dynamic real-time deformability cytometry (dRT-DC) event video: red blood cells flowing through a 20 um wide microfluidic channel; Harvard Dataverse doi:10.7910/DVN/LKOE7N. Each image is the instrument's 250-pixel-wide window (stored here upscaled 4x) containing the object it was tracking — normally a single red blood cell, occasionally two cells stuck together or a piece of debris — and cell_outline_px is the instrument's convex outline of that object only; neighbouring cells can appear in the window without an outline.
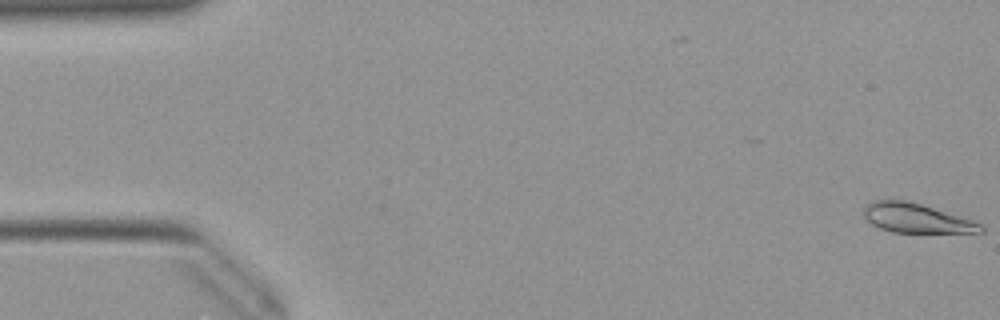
{"species": "Egyptian fruit bat (a non-hibernating species)", "species_latin": "Rousettus aegyptiacus", "temperature_condition": "warm", "stored_images_in_passage": 42, "camera_frame_rate_fps": 3000, "um_per_image_px": 0.085, "animal": {"sex": "female"}, "frame": {"image": 1, "passage_image": 1, "time_ms": 0.0, "image_size_px": [1000, 320], "cell_outline_px": [[984, 232], [892, 232], [880, 228], [872, 224], [864, 216], [864, 204], [872, 200], [908, 200], [972, 220], [984, 224]], "centroid_in_image_um": [77.87, 18.53], "position_along_channel_um": 7.1, "area_um2": 19.88}}
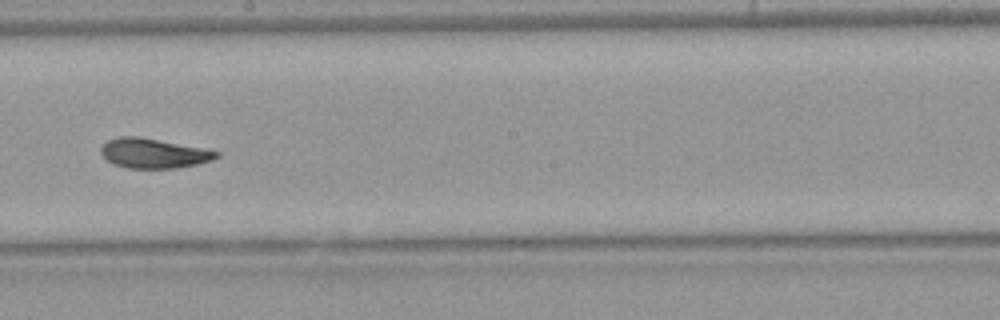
{"frame": {"image": 2, "passage_image": 29, "time_ms": 9.333, "image_size_px": [1000, 320], "cell_outline_px": [[220, 156], [212, 160], [196, 164], [176, 168], [128, 168], [112, 164], [100, 152], [100, 148], [108, 140], [120, 136], [140, 136], [204, 148], [220, 152]], "centroid_in_image_um": [13.06, 13.02], "position_along_channel_um": 235.1, "area_um2": 20.06}}
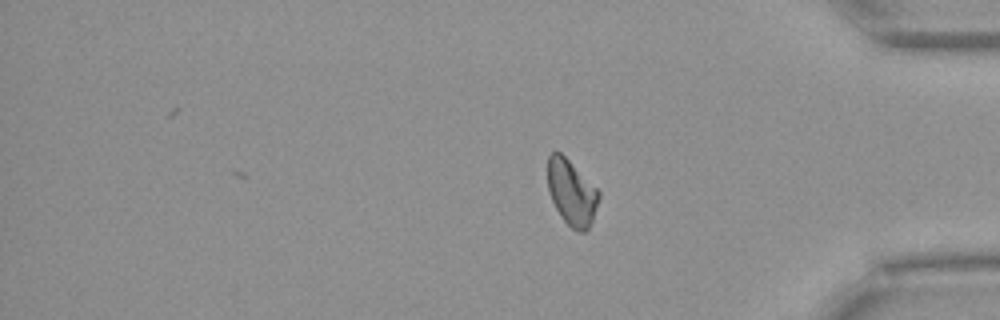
{"frame": {"image": 3, "passage_image": 42, "time_ms": 13.667, "image_size_px": [1000, 320], "cell_outline_px": [[600, 196], [592, 220], [588, 228], [584, 232], [580, 232], [572, 228], [560, 216], [548, 192], [548, 156], [552, 152], [560, 152], [600, 192]], "centroid_in_image_um": [48.57, 16.38], "position_along_channel_um": 386.6, "area_um2": 19.13}, "authors_computed_cell_mechanics": {"area_um2": 20.3167, "velocity_mm_per_s": 3.9674, "shape_relaxation_time_tau1_ms": 4.3663, "shape_relaxation_time_tau2_ms": 1.5808, "deformation_change_tau1": 0.1656, "deformation_change_tau2": 0.0794}}